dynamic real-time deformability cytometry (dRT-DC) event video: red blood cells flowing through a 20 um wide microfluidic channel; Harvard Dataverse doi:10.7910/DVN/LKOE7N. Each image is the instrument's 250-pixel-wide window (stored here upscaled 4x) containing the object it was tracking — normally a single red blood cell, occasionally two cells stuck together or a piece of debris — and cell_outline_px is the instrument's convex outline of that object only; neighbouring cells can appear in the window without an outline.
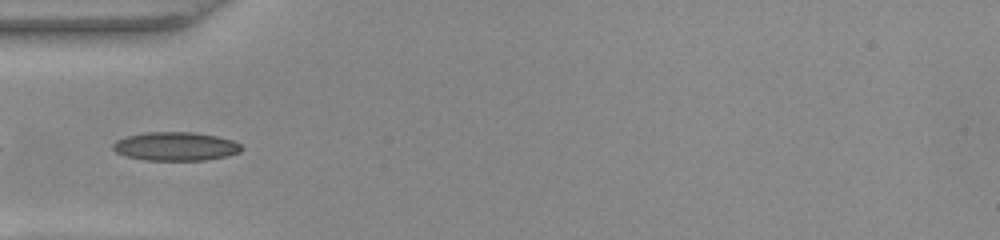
{"species": "common noctule bat (a hibernating species)", "species_latin": "Nyctalus noctula", "temperature_condition": "warm", "stored_images_in_passage": 36, "camera_frame_rate_fps": 3000, "um_per_image_px": 0.085, "animal": {"sex": "female", "body_mass_g": 22.0, "forearm_length_mm": 56.7}, "frame": {"image": 1, "passage_image": 2, "time_ms": 0.333, "image_size_px": [1000, 240], "cell_outline_px": [[244, 148], [240, 152], [228, 156], [204, 160], [144, 160], [128, 156], [116, 152], [112, 148], [112, 144], [116, 140], [124, 136], [148, 132], [192, 132], [216, 136], [232, 140], [240, 144]], "centroid_in_image_um": [14.92, 12.44], "position_along_channel_um": 70.1, "area_um2": 21.5}}
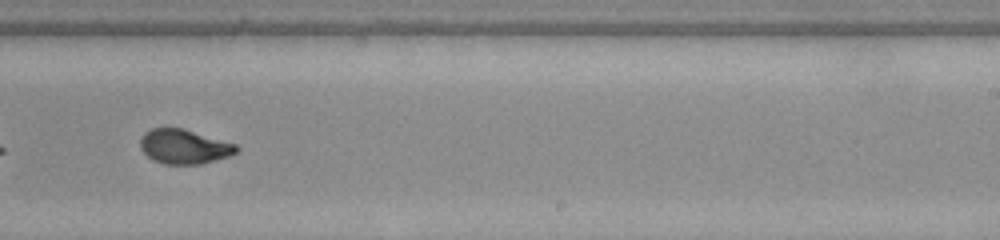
{"frame": {"image": 2, "passage_image": 17, "time_ms": 5.333, "image_size_px": [1000, 240], "cell_outline_px": [[240, 148], [236, 152], [228, 156], [200, 164], [164, 164], [152, 160], [140, 148], [140, 140], [144, 132], [152, 128], [184, 128], [236, 144]], "centroid_in_image_um": [15.63, 12.45], "position_along_channel_um": 273.4, "area_um2": 19.31}}
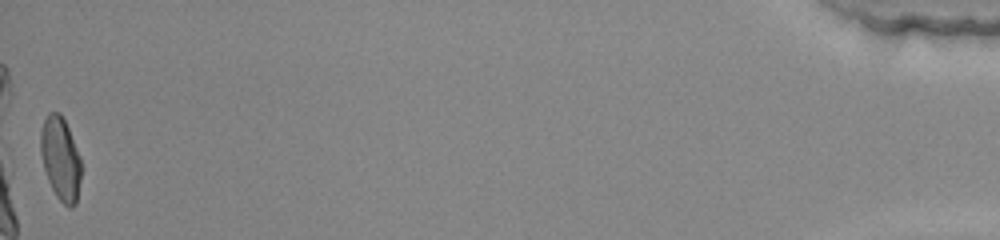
{"frame": {"image": 3, "passage_image": 36, "time_ms": 11.667, "image_size_px": [1000, 240], "cell_outline_px": [[80, 180], [76, 204], [72, 208], [68, 208], [56, 196], [48, 180], [44, 168], [40, 152], [40, 132], [44, 120], [48, 112], [60, 112], [68, 128], [80, 156]], "centroid_in_image_um": [5.13, 13.49], "position_along_channel_um": 430.1, "area_um2": 19.59}, "authors_computed_cell_mechanics": {"area_um2": 19.5653, "velocity_mm_per_s": 4.0573, "shape_relaxation_time_tau1_ms": 4.915, "shape_relaxation_time_tau2_ms": null, "deformation_change_tau1": 0.1953, "deformation_change_tau2": null}}